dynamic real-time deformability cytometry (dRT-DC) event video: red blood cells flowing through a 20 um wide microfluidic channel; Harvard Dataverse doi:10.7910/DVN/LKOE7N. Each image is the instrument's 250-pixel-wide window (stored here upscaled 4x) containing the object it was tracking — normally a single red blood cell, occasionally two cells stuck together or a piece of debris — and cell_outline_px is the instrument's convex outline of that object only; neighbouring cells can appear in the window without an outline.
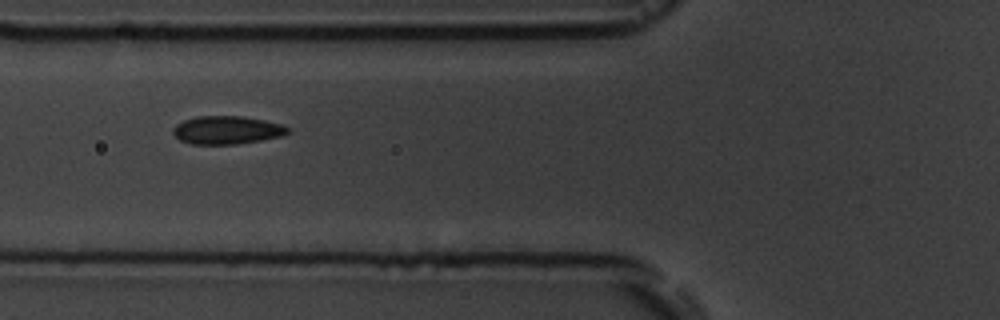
{"species": "common noctule bat (a hibernating species)", "species_latin": "Nyctalus noctula", "temperature_condition": "room temperature", "stored_images_in_passage": 12, "camera_frame_rate_fps": 3000, "um_per_image_px": 0.085, "animal": {"sex": "male", "body_mass_g": 19.5, "forearm_length_mm": 54.6}, "frame": {"image": 1, "passage_image": 3, "time_ms": 3.0, "image_size_px": [1000, 320], "cell_outline_px": [[292, 132], [280, 136], [260, 140], [236, 144], [192, 144], [180, 140], [172, 132], [172, 128], [176, 124], [184, 120], [196, 116], [240, 116], [264, 120], [280, 124], [292, 128]], "centroid_in_image_um": [19.29, 11.05], "position_along_channel_um": 106.5, "area_um2": 18.84}}
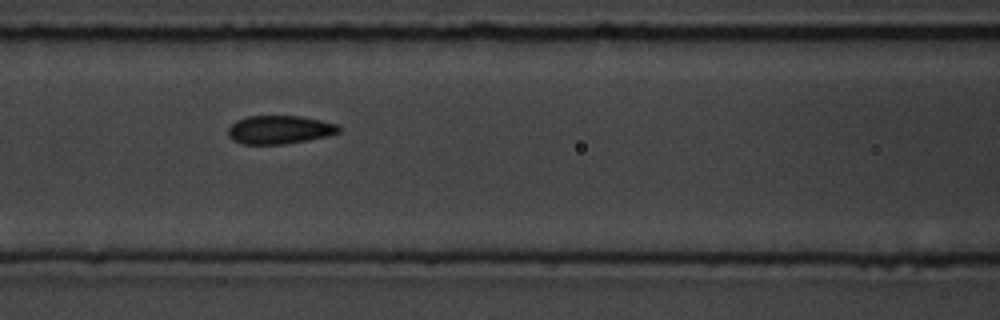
{"frame": {"image": 2, "passage_image": 4, "time_ms": 4.0, "image_size_px": [1000, 320], "cell_outline_px": [[340, 132], [328, 136], [308, 140], [284, 144], [240, 144], [232, 140], [228, 136], [228, 128], [236, 120], [248, 116], [300, 116], [320, 120], [336, 124], [340, 128]], "centroid_in_image_um": [23.73, 11.03], "position_along_channel_um": 142.9, "area_um2": 18.38}}
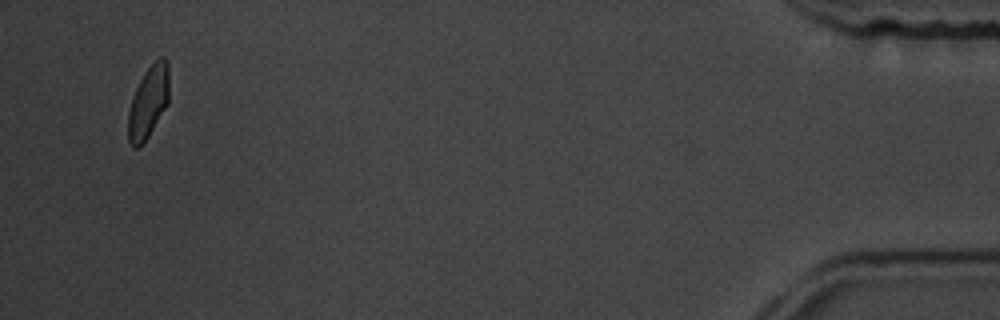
{"frame": {"image": 3, "passage_image": 12, "time_ms": 14.0, "image_size_px": [1000, 320], "cell_outline_px": [[168, 104], [144, 144], [140, 148], [132, 148], [128, 140], [128, 112], [132, 96], [144, 72], [160, 56], [164, 56], [168, 60]], "centroid_in_image_um": [12.6, 8.71], "position_along_channel_um": 422.6, "area_um2": 17.46}, "authors_computed_cell_mechanics": {"area_um2": 18.4093, "velocity_mm_per_s": 3.6203, "shape_relaxation_time_tau1_ms": 1.9949, "shape_relaxation_time_tau2_ms": null, "deformation_change_tau1": 0.0761, "deformation_change_tau2": null}}